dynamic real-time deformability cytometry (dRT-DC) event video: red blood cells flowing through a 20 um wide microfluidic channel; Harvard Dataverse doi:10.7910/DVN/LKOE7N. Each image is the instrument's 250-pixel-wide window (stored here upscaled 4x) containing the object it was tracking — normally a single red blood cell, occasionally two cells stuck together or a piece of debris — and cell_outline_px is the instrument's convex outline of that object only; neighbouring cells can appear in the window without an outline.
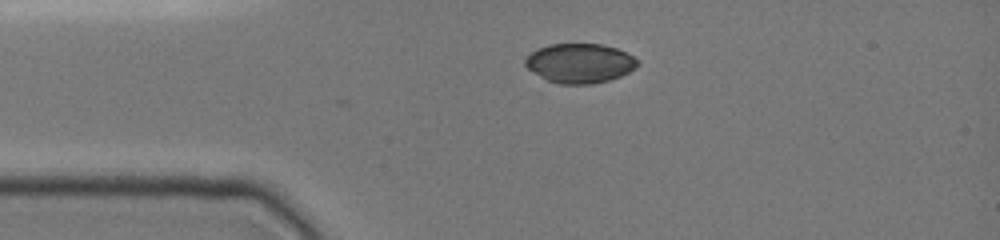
{"species": "common noctule bat (a hibernating species)", "species_latin": "Nyctalus noctula", "temperature_condition": "cold", "stored_images_in_passage": 6, "camera_frame_rate_fps": 3000, "um_per_image_px": 0.085, "animal": {"sex": "female", "body_mass_g": 19.0, "forearm_length_mm": 51.5}, "frame": {"image": 1, "passage_image": 1, "time_ms": 0.0, "image_size_px": [1000, 240], "cell_outline_px": [[640, 64], [628, 72], [620, 76], [608, 80], [592, 84], [560, 84], [548, 80], [540, 76], [528, 68], [524, 64], [524, 60], [536, 48], [548, 44], [600, 44], [616, 48], [640, 60]], "centroid_in_image_um": [49.28, 5.37], "position_along_channel_um": 35.7, "area_um2": 25.72}}
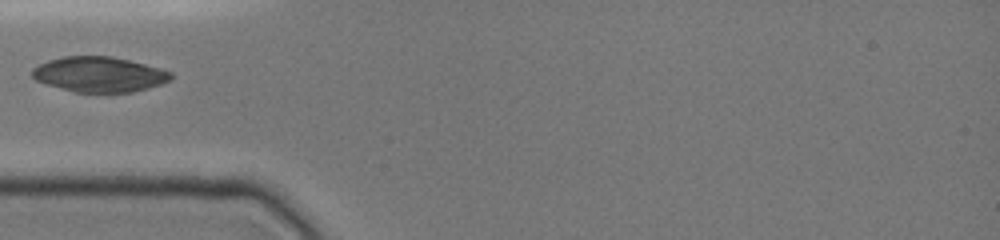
{"frame": {"image": 2, "passage_image": 3, "time_ms": 1.667, "image_size_px": [1000, 240], "cell_outline_px": [[172, 80], [148, 88], [132, 92], [72, 92], [44, 84], [36, 80], [32, 76], [32, 68], [48, 60], [64, 56], [112, 56], [160, 68], [172, 72]], "centroid_in_image_um": [8.42, 6.33], "position_along_channel_um": 76.6, "area_um2": 28.55}}
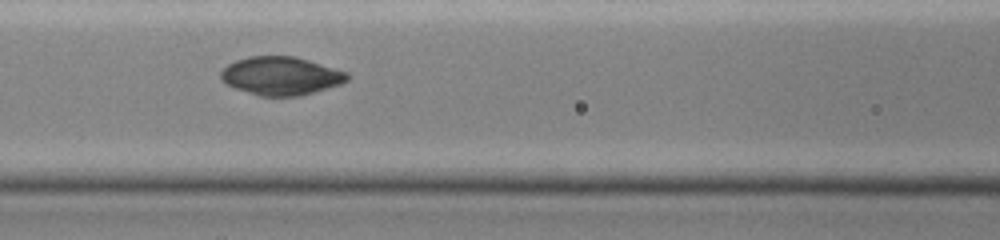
{"frame": {"image": 3, "passage_image": 5, "time_ms": 3.333, "image_size_px": [1000, 240], "cell_outline_px": [[348, 80], [340, 84], [300, 96], [260, 96], [236, 88], [220, 80], [220, 72], [228, 64], [236, 60], [248, 56], [296, 56], [348, 72]], "centroid_in_image_um": [23.87, 6.44], "position_along_channel_um": 142.7, "area_um2": 28.15}}